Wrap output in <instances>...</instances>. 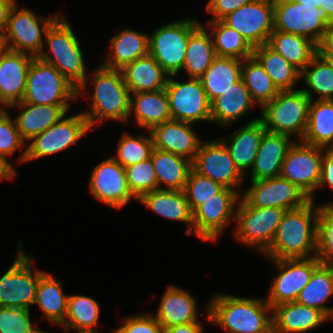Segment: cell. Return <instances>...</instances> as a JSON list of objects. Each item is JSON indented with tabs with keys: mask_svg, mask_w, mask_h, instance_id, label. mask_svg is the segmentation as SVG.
I'll use <instances>...</instances> for the list:
<instances>
[{
	"mask_svg": "<svg viewBox=\"0 0 333 333\" xmlns=\"http://www.w3.org/2000/svg\"><path fill=\"white\" fill-rule=\"evenodd\" d=\"M37 330L30 320L29 309L0 306V333H35Z\"/></svg>",
	"mask_w": 333,
	"mask_h": 333,
	"instance_id": "obj_49",
	"label": "cell"
},
{
	"mask_svg": "<svg viewBox=\"0 0 333 333\" xmlns=\"http://www.w3.org/2000/svg\"><path fill=\"white\" fill-rule=\"evenodd\" d=\"M267 44L300 72L317 54L316 44L297 34L273 31Z\"/></svg>",
	"mask_w": 333,
	"mask_h": 333,
	"instance_id": "obj_39",
	"label": "cell"
},
{
	"mask_svg": "<svg viewBox=\"0 0 333 333\" xmlns=\"http://www.w3.org/2000/svg\"><path fill=\"white\" fill-rule=\"evenodd\" d=\"M332 296L333 265L320 263L308 284L298 294L296 302L321 310L329 319H333V307L326 306Z\"/></svg>",
	"mask_w": 333,
	"mask_h": 333,
	"instance_id": "obj_35",
	"label": "cell"
},
{
	"mask_svg": "<svg viewBox=\"0 0 333 333\" xmlns=\"http://www.w3.org/2000/svg\"><path fill=\"white\" fill-rule=\"evenodd\" d=\"M216 57L211 34L200 24L190 34L182 69L186 71L188 78H200Z\"/></svg>",
	"mask_w": 333,
	"mask_h": 333,
	"instance_id": "obj_37",
	"label": "cell"
},
{
	"mask_svg": "<svg viewBox=\"0 0 333 333\" xmlns=\"http://www.w3.org/2000/svg\"><path fill=\"white\" fill-rule=\"evenodd\" d=\"M110 49L102 66L121 70L127 64L149 54V35L125 29L110 39Z\"/></svg>",
	"mask_w": 333,
	"mask_h": 333,
	"instance_id": "obj_32",
	"label": "cell"
},
{
	"mask_svg": "<svg viewBox=\"0 0 333 333\" xmlns=\"http://www.w3.org/2000/svg\"><path fill=\"white\" fill-rule=\"evenodd\" d=\"M16 3V0H0V32H5L10 11Z\"/></svg>",
	"mask_w": 333,
	"mask_h": 333,
	"instance_id": "obj_56",
	"label": "cell"
},
{
	"mask_svg": "<svg viewBox=\"0 0 333 333\" xmlns=\"http://www.w3.org/2000/svg\"><path fill=\"white\" fill-rule=\"evenodd\" d=\"M77 97V88L57 68L38 57L33 58L22 103L70 105Z\"/></svg>",
	"mask_w": 333,
	"mask_h": 333,
	"instance_id": "obj_6",
	"label": "cell"
},
{
	"mask_svg": "<svg viewBox=\"0 0 333 333\" xmlns=\"http://www.w3.org/2000/svg\"><path fill=\"white\" fill-rule=\"evenodd\" d=\"M35 333H48V332H44V331L38 329Z\"/></svg>",
	"mask_w": 333,
	"mask_h": 333,
	"instance_id": "obj_62",
	"label": "cell"
},
{
	"mask_svg": "<svg viewBox=\"0 0 333 333\" xmlns=\"http://www.w3.org/2000/svg\"><path fill=\"white\" fill-rule=\"evenodd\" d=\"M251 1L252 0H209L206 4V11L213 15V18L209 21L222 20L231 12L236 11L241 6Z\"/></svg>",
	"mask_w": 333,
	"mask_h": 333,
	"instance_id": "obj_52",
	"label": "cell"
},
{
	"mask_svg": "<svg viewBox=\"0 0 333 333\" xmlns=\"http://www.w3.org/2000/svg\"><path fill=\"white\" fill-rule=\"evenodd\" d=\"M89 189L98 201L115 209H121L132 198L137 200L128 188L125 168L114 157L94 167Z\"/></svg>",
	"mask_w": 333,
	"mask_h": 333,
	"instance_id": "obj_20",
	"label": "cell"
},
{
	"mask_svg": "<svg viewBox=\"0 0 333 333\" xmlns=\"http://www.w3.org/2000/svg\"><path fill=\"white\" fill-rule=\"evenodd\" d=\"M210 300L206 321L220 326L225 333H272V307L265 298L219 293Z\"/></svg>",
	"mask_w": 333,
	"mask_h": 333,
	"instance_id": "obj_1",
	"label": "cell"
},
{
	"mask_svg": "<svg viewBox=\"0 0 333 333\" xmlns=\"http://www.w3.org/2000/svg\"><path fill=\"white\" fill-rule=\"evenodd\" d=\"M330 320L321 310L298 302L272 308V333H307Z\"/></svg>",
	"mask_w": 333,
	"mask_h": 333,
	"instance_id": "obj_24",
	"label": "cell"
},
{
	"mask_svg": "<svg viewBox=\"0 0 333 333\" xmlns=\"http://www.w3.org/2000/svg\"><path fill=\"white\" fill-rule=\"evenodd\" d=\"M224 187L210 178L197 173L193 168L189 173L188 180L183 189L186 200L193 212L206 200L213 198Z\"/></svg>",
	"mask_w": 333,
	"mask_h": 333,
	"instance_id": "obj_48",
	"label": "cell"
},
{
	"mask_svg": "<svg viewBox=\"0 0 333 333\" xmlns=\"http://www.w3.org/2000/svg\"><path fill=\"white\" fill-rule=\"evenodd\" d=\"M222 21L236 30L252 48L267 44L274 31L273 0H252Z\"/></svg>",
	"mask_w": 333,
	"mask_h": 333,
	"instance_id": "obj_17",
	"label": "cell"
},
{
	"mask_svg": "<svg viewBox=\"0 0 333 333\" xmlns=\"http://www.w3.org/2000/svg\"><path fill=\"white\" fill-rule=\"evenodd\" d=\"M89 77V79H88ZM94 90L91 98V110L83 111L90 128L102 123L103 119L128 123L130 117V90L125 84L121 70L100 66L77 89V96L87 91L88 81Z\"/></svg>",
	"mask_w": 333,
	"mask_h": 333,
	"instance_id": "obj_3",
	"label": "cell"
},
{
	"mask_svg": "<svg viewBox=\"0 0 333 333\" xmlns=\"http://www.w3.org/2000/svg\"><path fill=\"white\" fill-rule=\"evenodd\" d=\"M243 60L233 57H216L199 78L210 103L241 78Z\"/></svg>",
	"mask_w": 333,
	"mask_h": 333,
	"instance_id": "obj_38",
	"label": "cell"
},
{
	"mask_svg": "<svg viewBox=\"0 0 333 333\" xmlns=\"http://www.w3.org/2000/svg\"><path fill=\"white\" fill-rule=\"evenodd\" d=\"M18 244V256L0 277V306L30 310L34 305L39 279L45 272L32 270L30 256L21 249V241Z\"/></svg>",
	"mask_w": 333,
	"mask_h": 333,
	"instance_id": "obj_11",
	"label": "cell"
},
{
	"mask_svg": "<svg viewBox=\"0 0 333 333\" xmlns=\"http://www.w3.org/2000/svg\"><path fill=\"white\" fill-rule=\"evenodd\" d=\"M196 299L185 289L169 285L154 314L156 320L166 329L171 326L201 322L198 321Z\"/></svg>",
	"mask_w": 333,
	"mask_h": 333,
	"instance_id": "obj_25",
	"label": "cell"
},
{
	"mask_svg": "<svg viewBox=\"0 0 333 333\" xmlns=\"http://www.w3.org/2000/svg\"><path fill=\"white\" fill-rule=\"evenodd\" d=\"M278 275L271 283L269 295L265 299L273 308L280 304L295 302L298 294L310 281L314 269L320 264L313 256L296 259H270Z\"/></svg>",
	"mask_w": 333,
	"mask_h": 333,
	"instance_id": "obj_16",
	"label": "cell"
},
{
	"mask_svg": "<svg viewBox=\"0 0 333 333\" xmlns=\"http://www.w3.org/2000/svg\"><path fill=\"white\" fill-rule=\"evenodd\" d=\"M9 51L6 36L0 32V59Z\"/></svg>",
	"mask_w": 333,
	"mask_h": 333,
	"instance_id": "obj_59",
	"label": "cell"
},
{
	"mask_svg": "<svg viewBox=\"0 0 333 333\" xmlns=\"http://www.w3.org/2000/svg\"><path fill=\"white\" fill-rule=\"evenodd\" d=\"M26 144L7 108L0 109V155L7 160L18 148L23 151L21 148Z\"/></svg>",
	"mask_w": 333,
	"mask_h": 333,
	"instance_id": "obj_50",
	"label": "cell"
},
{
	"mask_svg": "<svg viewBox=\"0 0 333 333\" xmlns=\"http://www.w3.org/2000/svg\"><path fill=\"white\" fill-rule=\"evenodd\" d=\"M150 157L157 177V189L182 191L192 170V161L156 148Z\"/></svg>",
	"mask_w": 333,
	"mask_h": 333,
	"instance_id": "obj_33",
	"label": "cell"
},
{
	"mask_svg": "<svg viewBox=\"0 0 333 333\" xmlns=\"http://www.w3.org/2000/svg\"><path fill=\"white\" fill-rule=\"evenodd\" d=\"M285 212L282 208L252 207L239 199L234 221L236 240L264 254L270 248Z\"/></svg>",
	"mask_w": 333,
	"mask_h": 333,
	"instance_id": "obj_7",
	"label": "cell"
},
{
	"mask_svg": "<svg viewBox=\"0 0 333 333\" xmlns=\"http://www.w3.org/2000/svg\"><path fill=\"white\" fill-rule=\"evenodd\" d=\"M217 57H233L244 60L253 56V48L233 28L222 20L207 21Z\"/></svg>",
	"mask_w": 333,
	"mask_h": 333,
	"instance_id": "obj_43",
	"label": "cell"
},
{
	"mask_svg": "<svg viewBox=\"0 0 333 333\" xmlns=\"http://www.w3.org/2000/svg\"><path fill=\"white\" fill-rule=\"evenodd\" d=\"M44 36L50 52L41 51L38 58L57 68L78 89L88 74L80 42L66 18L60 15Z\"/></svg>",
	"mask_w": 333,
	"mask_h": 333,
	"instance_id": "obj_4",
	"label": "cell"
},
{
	"mask_svg": "<svg viewBox=\"0 0 333 333\" xmlns=\"http://www.w3.org/2000/svg\"><path fill=\"white\" fill-rule=\"evenodd\" d=\"M319 206L310 200L300 208L286 210L274 240L264 255L269 259L315 256Z\"/></svg>",
	"mask_w": 333,
	"mask_h": 333,
	"instance_id": "obj_2",
	"label": "cell"
},
{
	"mask_svg": "<svg viewBox=\"0 0 333 333\" xmlns=\"http://www.w3.org/2000/svg\"><path fill=\"white\" fill-rule=\"evenodd\" d=\"M9 107L22 110L14 121L21 138L27 143L34 136L57 123L67 114L70 105H36L20 102Z\"/></svg>",
	"mask_w": 333,
	"mask_h": 333,
	"instance_id": "obj_27",
	"label": "cell"
},
{
	"mask_svg": "<svg viewBox=\"0 0 333 333\" xmlns=\"http://www.w3.org/2000/svg\"><path fill=\"white\" fill-rule=\"evenodd\" d=\"M321 9L326 12L328 18L333 22V0H321Z\"/></svg>",
	"mask_w": 333,
	"mask_h": 333,
	"instance_id": "obj_58",
	"label": "cell"
},
{
	"mask_svg": "<svg viewBox=\"0 0 333 333\" xmlns=\"http://www.w3.org/2000/svg\"><path fill=\"white\" fill-rule=\"evenodd\" d=\"M325 184L333 191V147L325 148L318 189Z\"/></svg>",
	"mask_w": 333,
	"mask_h": 333,
	"instance_id": "obj_53",
	"label": "cell"
},
{
	"mask_svg": "<svg viewBox=\"0 0 333 333\" xmlns=\"http://www.w3.org/2000/svg\"><path fill=\"white\" fill-rule=\"evenodd\" d=\"M324 151L325 148L297 140L290 147L280 172V176L297 185L313 201L321 179Z\"/></svg>",
	"mask_w": 333,
	"mask_h": 333,
	"instance_id": "obj_14",
	"label": "cell"
},
{
	"mask_svg": "<svg viewBox=\"0 0 333 333\" xmlns=\"http://www.w3.org/2000/svg\"><path fill=\"white\" fill-rule=\"evenodd\" d=\"M310 98L301 90L279 91L276 97L261 108L259 120L270 132L295 134L301 141L308 124Z\"/></svg>",
	"mask_w": 333,
	"mask_h": 333,
	"instance_id": "obj_5",
	"label": "cell"
},
{
	"mask_svg": "<svg viewBox=\"0 0 333 333\" xmlns=\"http://www.w3.org/2000/svg\"><path fill=\"white\" fill-rule=\"evenodd\" d=\"M311 100L308 124L302 142L322 147H333V100Z\"/></svg>",
	"mask_w": 333,
	"mask_h": 333,
	"instance_id": "obj_36",
	"label": "cell"
},
{
	"mask_svg": "<svg viewBox=\"0 0 333 333\" xmlns=\"http://www.w3.org/2000/svg\"><path fill=\"white\" fill-rule=\"evenodd\" d=\"M294 142L288 135L265 130L250 171V180L258 181L279 176L284 159Z\"/></svg>",
	"mask_w": 333,
	"mask_h": 333,
	"instance_id": "obj_23",
	"label": "cell"
},
{
	"mask_svg": "<svg viewBox=\"0 0 333 333\" xmlns=\"http://www.w3.org/2000/svg\"><path fill=\"white\" fill-rule=\"evenodd\" d=\"M121 71L130 93L164 89L169 77L150 54L127 64Z\"/></svg>",
	"mask_w": 333,
	"mask_h": 333,
	"instance_id": "obj_31",
	"label": "cell"
},
{
	"mask_svg": "<svg viewBox=\"0 0 333 333\" xmlns=\"http://www.w3.org/2000/svg\"><path fill=\"white\" fill-rule=\"evenodd\" d=\"M291 2H296V3H300V4H304V5H313L316 6L318 8L321 7V0H288Z\"/></svg>",
	"mask_w": 333,
	"mask_h": 333,
	"instance_id": "obj_60",
	"label": "cell"
},
{
	"mask_svg": "<svg viewBox=\"0 0 333 333\" xmlns=\"http://www.w3.org/2000/svg\"><path fill=\"white\" fill-rule=\"evenodd\" d=\"M315 257L321 264L333 265V203L320 204L317 218Z\"/></svg>",
	"mask_w": 333,
	"mask_h": 333,
	"instance_id": "obj_46",
	"label": "cell"
},
{
	"mask_svg": "<svg viewBox=\"0 0 333 333\" xmlns=\"http://www.w3.org/2000/svg\"><path fill=\"white\" fill-rule=\"evenodd\" d=\"M100 306L98 302L84 295H69L68 309L64 323L66 333L71 330L78 333H100L94 327L98 325Z\"/></svg>",
	"mask_w": 333,
	"mask_h": 333,
	"instance_id": "obj_41",
	"label": "cell"
},
{
	"mask_svg": "<svg viewBox=\"0 0 333 333\" xmlns=\"http://www.w3.org/2000/svg\"><path fill=\"white\" fill-rule=\"evenodd\" d=\"M192 123L169 120L154 126L150 133L154 148L170 152L193 162L201 144Z\"/></svg>",
	"mask_w": 333,
	"mask_h": 333,
	"instance_id": "obj_21",
	"label": "cell"
},
{
	"mask_svg": "<svg viewBox=\"0 0 333 333\" xmlns=\"http://www.w3.org/2000/svg\"><path fill=\"white\" fill-rule=\"evenodd\" d=\"M240 196L249 206L292 210L307 204L311 199L297 185L282 176L251 181L249 189Z\"/></svg>",
	"mask_w": 333,
	"mask_h": 333,
	"instance_id": "obj_18",
	"label": "cell"
},
{
	"mask_svg": "<svg viewBox=\"0 0 333 333\" xmlns=\"http://www.w3.org/2000/svg\"><path fill=\"white\" fill-rule=\"evenodd\" d=\"M17 8L16 3L10 11L4 32L9 50L38 57L44 50L42 33L46 34L50 25L60 16L59 12L53 17H36L34 12L26 8Z\"/></svg>",
	"mask_w": 333,
	"mask_h": 333,
	"instance_id": "obj_12",
	"label": "cell"
},
{
	"mask_svg": "<svg viewBox=\"0 0 333 333\" xmlns=\"http://www.w3.org/2000/svg\"><path fill=\"white\" fill-rule=\"evenodd\" d=\"M112 333H164L153 314H137L124 318L123 324Z\"/></svg>",
	"mask_w": 333,
	"mask_h": 333,
	"instance_id": "obj_51",
	"label": "cell"
},
{
	"mask_svg": "<svg viewBox=\"0 0 333 333\" xmlns=\"http://www.w3.org/2000/svg\"><path fill=\"white\" fill-rule=\"evenodd\" d=\"M200 24L194 18L174 21L156 28L149 35V54L169 76L182 70L188 39Z\"/></svg>",
	"mask_w": 333,
	"mask_h": 333,
	"instance_id": "obj_8",
	"label": "cell"
},
{
	"mask_svg": "<svg viewBox=\"0 0 333 333\" xmlns=\"http://www.w3.org/2000/svg\"><path fill=\"white\" fill-rule=\"evenodd\" d=\"M168 77L165 91L169 100L171 119L194 123L211 122V105L199 78L177 81Z\"/></svg>",
	"mask_w": 333,
	"mask_h": 333,
	"instance_id": "obj_13",
	"label": "cell"
},
{
	"mask_svg": "<svg viewBox=\"0 0 333 333\" xmlns=\"http://www.w3.org/2000/svg\"><path fill=\"white\" fill-rule=\"evenodd\" d=\"M132 112H134L136 124L147 131L158 124L171 120L169 100L165 88L131 94L130 115Z\"/></svg>",
	"mask_w": 333,
	"mask_h": 333,
	"instance_id": "obj_30",
	"label": "cell"
},
{
	"mask_svg": "<svg viewBox=\"0 0 333 333\" xmlns=\"http://www.w3.org/2000/svg\"><path fill=\"white\" fill-rule=\"evenodd\" d=\"M137 201L166 219L184 222L188 226L186 235L193 234V212L183 190L157 189L143 194Z\"/></svg>",
	"mask_w": 333,
	"mask_h": 333,
	"instance_id": "obj_29",
	"label": "cell"
},
{
	"mask_svg": "<svg viewBox=\"0 0 333 333\" xmlns=\"http://www.w3.org/2000/svg\"><path fill=\"white\" fill-rule=\"evenodd\" d=\"M148 132L149 137L134 136L124 132L117 142L114 159L125 168L150 158L154 145L152 135L150 131Z\"/></svg>",
	"mask_w": 333,
	"mask_h": 333,
	"instance_id": "obj_45",
	"label": "cell"
},
{
	"mask_svg": "<svg viewBox=\"0 0 333 333\" xmlns=\"http://www.w3.org/2000/svg\"><path fill=\"white\" fill-rule=\"evenodd\" d=\"M202 322L187 323L164 329V333H203Z\"/></svg>",
	"mask_w": 333,
	"mask_h": 333,
	"instance_id": "obj_55",
	"label": "cell"
},
{
	"mask_svg": "<svg viewBox=\"0 0 333 333\" xmlns=\"http://www.w3.org/2000/svg\"><path fill=\"white\" fill-rule=\"evenodd\" d=\"M16 176V170L13 166L0 155V179L12 180Z\"/></svg>",
	"mask_w": 333,
	"mask_h": 333,
	"instance_id": "obj_57",
	"label": "cell"
},
{
	"mask_svg": "<svg viewBox=\"0 0 333 333\" xmlns=\"http://www.w3.org/2000/svg\"><path fill=\"white\" fill-rule=\"evenodd\" d=\"M265 130L259 118H255L246 122L233 136L231 135L229 144L227 142L228 139H220L229 151L235 166L245 178L247 176V170H250L254 164L258 147L260 146Z\"/></svg>",
	"mask_w": 333,
	"mask_h": 333,
	"instance_id": "obj_26",
	"label": "cell"
},
{
	"mask_svg": "<svg viewBox=\"0 0 333 333\" xmlns=\"http://www.w3.org/2000/svg\"><path fill=\"white\" fill-rule=\"evenodd\" d=\"M69 295L63 293L62 283L45 272L39 279L34 305L40 307L44 317L54 325H62L68 309Z\"/></svg>",
	"mask_w": 333,
	"mask_h": 333,
	"instance_id": "obj_34",
	"label": "cell"
},
{
	"mask_svg": "<svg viewBox=\"0 0 333 333\" xmlns=\"http://www.w3.org/2000/svg\"><path fill=\"white\" fill-rule=\"evenodd\" d=\"M300 78L308 87L301 90L310 100H314L313 92L319 95L318 100H333V68L326 59L316 54L301 71Z\"/></svg>",
	"mask_w": 333,
	"mask_h": 333,
	"instance_id": "obj_44",
	"label": "cell"
},
{
	"mask_svg": "<svg viewBox=\"0 0 333 333\" xmlns=\"http://www.w3.org/2000/svg\"><path fill=\"white\" fill-rule=\"evenodd\" d=\"M90 130L82 112L68 117L64 115L57 123L30 140L18 162L25 163L61 152L78 142Z\"/></svg>",
	"mask_w": 333,
	"mask_h": 333,
	"instance_id": "obj_9",
	"label": "cell"
},
{
	"mask_svg": "<svg viewBox=\"0 0 333 333\" xmlns=\"http://www.w3.org/2000/svg\"><path fill=\"white\" fill-rule=\"evenodd\" d=\"M33 58L32 55L9 50L0 59V109L22 101Z\"/></svg>",
	"mask_w": 333,
	"mask_h": 333,
	"instance_id": "obj_22",
	"label": "cell"
},
{
	"mask_svg": "<svg viewBox=\"0 0 333 333\" xmlns=\"http://www.w3.org/2000/svg\"><path fill=\"white\" fill-rule=\"evenodd\" d=\"M319 56L326 59L333 68V55H319Z\"/></svg>",
	"mask_w": 333,
	"mask_h": 333,
	"instance_id": "obj_61",
	"label": "cell"
},
{
	"mask_svg": "<svg viewBox=\"0 0 333 333\" xmlns=\"http://www.w3.org/2000/svg\"><path fill=\"white\" fill-rule=\"evenodd\" d=\"M316 47L318 55H333V24L328 27Z\"/></svg>",
	"mask_w": 333,
	"mask_h": 333,
	"instance_id": "obj_54",
	"label": "cell"
},
{
	"mask_svg": "<svg viewBox=\"0 0 333 333\" xmlns=\"http://www.w3.org/2000/svg\"><path fill=\"white\" fill-rule=\"evenodd\" d=\"M125 172L128 188L137 200L143 194L157 190V177L151 157L125 167Z\"/></svg>",
	"mask_w": 333,
	"mask_h": 333,
	"instance_id": "obj_47",
	"label": "cell"
},
{
	"mask_svg": "<svg viewBox=\"0 0 333 333\" xmlns=\"http://www.w3.org/2000/svg\"><path fill=\"white\" fill-rule=\"evenodd\" d=\"M192 168L199 174L220 183L223 187L240 190L244 176L235 166L224 143L220 140L201 142Z\"/></svg>",
	"mask_w": 333,
	"mask_h": 333,
	"instance_id": "obj_19",
	"label": "cell"
},
{
	"mask_svg": "<svg viewBox=\"0 0 333 333\" xmlns=\"http://www.w3.org/2000/svg\"><path fill=\"white\" fill-rule=\"evenodd\" d=\"M274 31L304 36L316 45L333 22L325 11L313 5L273 0Z\"/></svg>",
	"mask_w": 333,
	"mask_h": 333,
	"instance_id": "obj_10",
	"label": "cell"
},
{
	"mask_svg": "<svg viewBox=\"0 0 333 333\" xmlns=\"http://www.w3.org/2000/svg\"><path fill=\"white\" fill-rule=\"evenodd\" d=\"M241 79L256 106L258 104L262 107L272 101L279 92L264 67L254 56L243 60Z\"/></svg>",
	"mask_w": 333,
	"mask_h": 333,
	"instance_id": "obj_42",
	"label": "cell"
},
{
	"mask_svg": "<svg viewBox=\"0 0 333 333\" xmlns=\"http://www.w3.org/2000/svg\"><path fill=\"white\" fill-rule=\"evenodd\" d=\"M211 123L227 127L238 121L256 105L250 92L240 78L211 103Z\"/></svg>",
	"mask_w": 333,
	"mask_h": 333,
	"instance_id": "obj_28",
	"label": "cell"
},
{
	"mask_svg": "<svg viewBox=\"0 0 333 333\" xmlns=\"http://www.w3.org/2000/svg\"><path fill=\"white\" fill-rule=\"evenodd\" d=\"M240 194L224 187L193 211V234L202 241H213L223 233L231 219L235 221Z\"/></svg>",
	"mask_w": 333,
	"mask_h": 333,
	"instance_id": "obj_15",
	"label": "cell"
},
{
	"mask_svg": "<svg viewBox=\"0 0 333 333\" xmlns=\"http://www.w3.org/2000/svg\"><path fill=\"white\" fill-rule=\"evenodd\" d=\"M253 56L261 63L279 91L295 90L301 72L268 44L253 48Z\"/></svg>",
	"mask_w": 333,
	"mask_h": 333,
	"instance_id": "obj_40",
	"label": "cell"
}]
</instances>
